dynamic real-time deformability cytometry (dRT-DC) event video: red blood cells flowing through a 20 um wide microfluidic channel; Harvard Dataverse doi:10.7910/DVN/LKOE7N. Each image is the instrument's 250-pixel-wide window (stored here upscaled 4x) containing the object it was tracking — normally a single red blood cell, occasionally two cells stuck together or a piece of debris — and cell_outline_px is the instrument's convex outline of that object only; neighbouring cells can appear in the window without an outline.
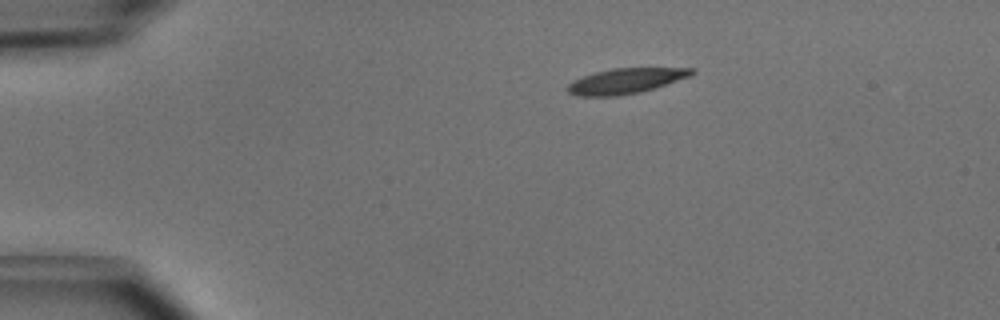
{"species": "common noctule bat (a hibernating species)", "species_latin": "Nyctalus noctula", "temperature_condition": "cold", "stored_images_in_passage": 3, "camera_frame_rate_fps": 3000, "um_per_image_px": 0.085, "animal": {"sex": "male", "body_mass_g": 15.6}, "frame": {"image": 1, "passage_image": 1, "time_ms": 0.0, "image_size_px": [1000, 320], "cell_outline_px": [[696, 72], [692, 76], [640, 92], [616, 96], [576, 96], [568, 92], [564, 88], [572, 80], [596, 72], [612, 68], [696, 68]], "centroid_in_image_um": [53.18, 6.88], "position_along_channel_um": 31.8, "area_um2": 18.38}}